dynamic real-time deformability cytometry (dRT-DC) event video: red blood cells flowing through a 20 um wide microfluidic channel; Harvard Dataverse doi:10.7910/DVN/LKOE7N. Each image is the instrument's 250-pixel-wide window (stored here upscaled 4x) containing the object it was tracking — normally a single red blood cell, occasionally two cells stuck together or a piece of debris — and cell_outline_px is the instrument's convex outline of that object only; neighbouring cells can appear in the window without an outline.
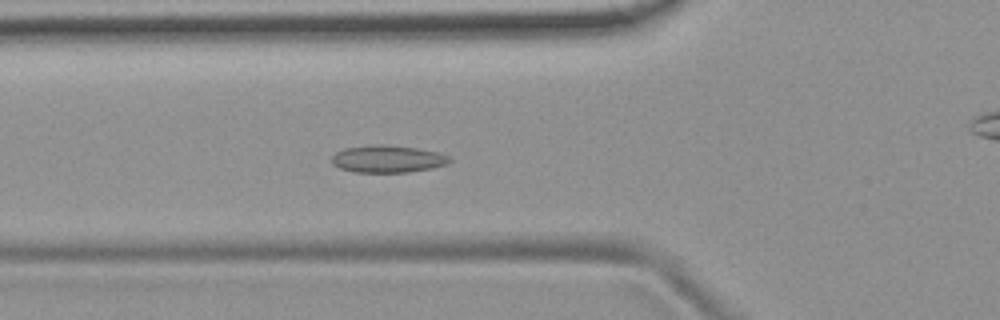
{"species": "common noctule bat (a hibernating species)", "species_latin": "Nyctalus noctula", "temperature_condition": "room temperature", "stored_images_in_passage": 54, "camera_frame_rate_fps": 3000, "um_per_image_px": 0.085, "animal": {"sex": "female", "body_mass_g": 19.9}, "frame": {"image": 1, "passage_image": 19, "time_ms": 6.0, "image_size_px": [1000, 320], "cell_outline_px": [[452, 160], [448, 164], [432, 168], [408, 172], [356, 172], [340, 168], [332, 164], [332, 156], [336, 152], [344, 148], [376, 144], [384, 144], [416, 148], [436, 152], [448, 156]], "centroid_in_image_um": [32.94, 13.51], "position_along_channel_um": 92.9, "area_um2": 18.67}}
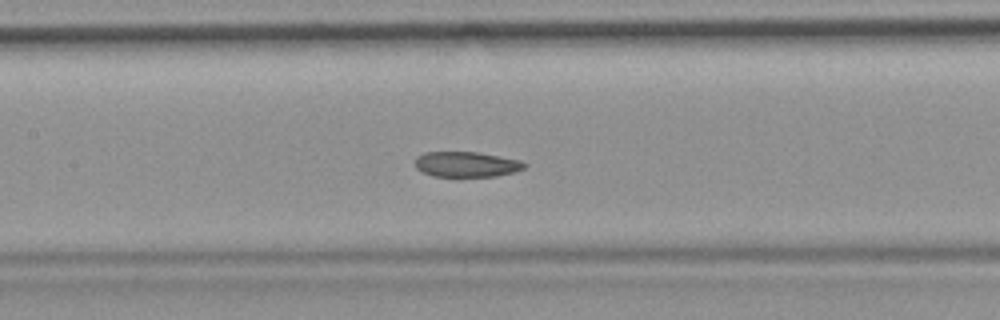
{"frame": {"image": 2, "passage_image": 25, "time_ms": 8.0, "image_size_px": [1000, 320], "cell_outline_px": [[528, 164], [524, 168], [516, 172], [496, 176], [456, 180], [432, 176], [416, 168], [416, 156], [424, 152], [476, 152], [520, 160]], "centroid_in_image_um": [39.64, 14.02], "position_along_channel_um": 167.8, "area_um2": 16.99}}
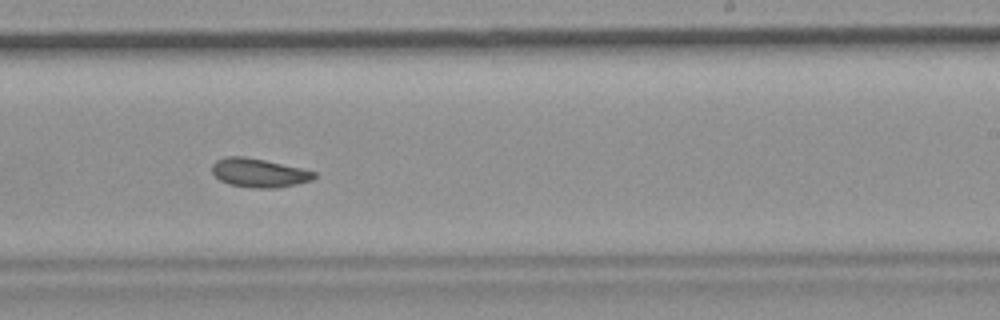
{"frame": {"image": 3, "passage_image": 33, "time_ms": 10.667, "image_size_px": [1000, 320], "cell_outline_px": [[316, 176], [312, 180], [296, 184], [276, 188], [256, 188], [228, 184], [220, 180], [212, 172], [212, 164], [216, 160], [224, 156], [244, 156], [264, 160], [300, 168], [316, 172]], "centroid_in_image_um": [21.98, 14.69], "position_along_channel_um": 267.0, "area_um2": 17.05}, "authors_computed_cell_mechanics": {"area_um2": 18.0336, "velocity_mm_per_s": 3.739, "shape_relaxation_time_tau1_ms": 10.5892, "shape_relaxation_time_tau2_ms": 2.0592, "deformation_change_tau1": 0.134, "deformation_change_tau2": 0.0547}}